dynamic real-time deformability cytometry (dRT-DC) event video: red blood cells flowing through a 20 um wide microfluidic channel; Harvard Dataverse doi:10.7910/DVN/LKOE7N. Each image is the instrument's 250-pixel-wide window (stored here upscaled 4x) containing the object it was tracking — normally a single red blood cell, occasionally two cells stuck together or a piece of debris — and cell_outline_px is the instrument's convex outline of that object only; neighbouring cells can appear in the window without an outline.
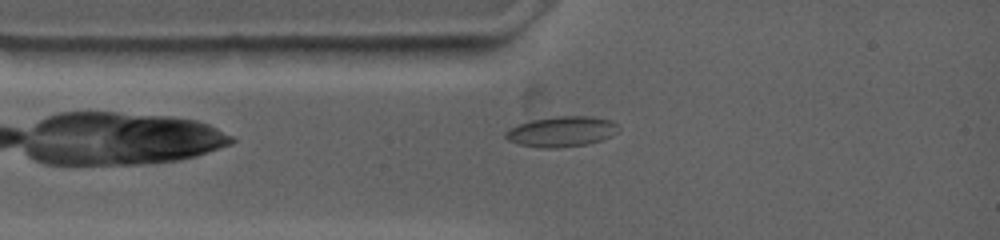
{"species": "common noctule bat (a hibernating species)", "species_latin": "Nyctalus noctula", "temperature_condition": "warm", "stored_images_in_passage": 63, "camera_frame_rate_fps": 4500, "um_per_image_px": 0.085, "animal": {"sex": "female", "body_mass_g": 19.0, "forearm_length_mm": 53.3}, "frame": {"image": 1, "passage_image": 5, "time_ms": 1.333, "image_size_px": [1000, 240], "cell_outline_px": [[620, 128], [612, 136], [604, 140], [588, 144], [556, 148], [544, 148], [520, 144], [508, 140], [504, 136], [504, 132], [508, 128], [516, 124], [528, 120], [556, 116], [592, 116], [612, 120]], "centroid_in_image_um": [47.73, 11.17], "position_along_channel_um": 37.3, "area_um2": 20.35}}
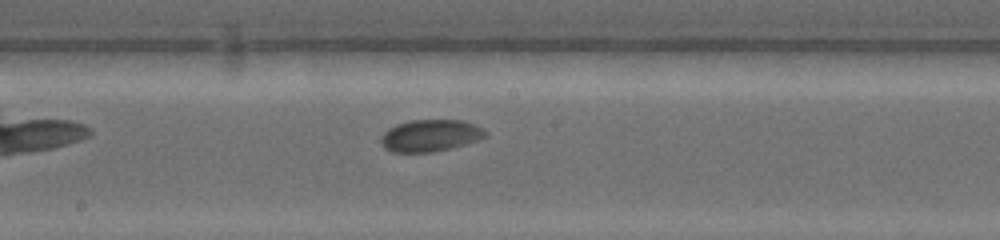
{"frame": {"image": 2, "passage_image": 28, "time_ms": 6.222, "image_size_px": [1000, 240], "cell_outline_px": [[488, 136], [480, 140], [452, 148], [432, 152], [392, 152], [384, 148], [380, 144], [380, 136], [388, 128], [396, 124], [412, 120], [460, 120], [472, 124], [488, 132]], "centroid_in_image_um": [36.55, 11.53], "position_along_channel_um": 211.6, "area_um2": 19.59}}
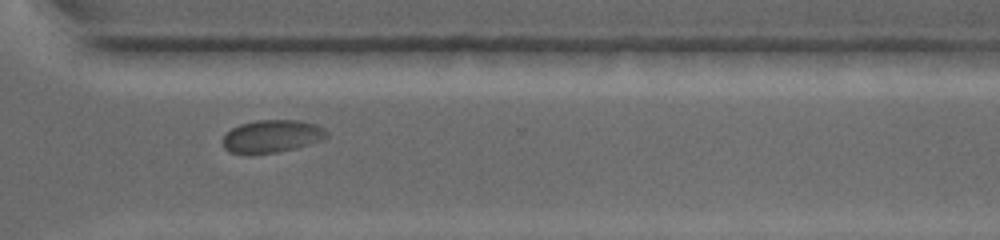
{"frame": {"image": 3, "passage_image": 46, "time_ms": 10.0, "image_size_px": [1000, 240], "cell_outline_px": [[328, 136], [324, 140], [296, 148], [276, 152], [228, 152], [224, 148], [224, 136], [232, 128], [240, 124], [256, 120], [296, 120], [316, 124], [324, 128], [328, 132]], "centroid_in_image_um": [23.18, 11.56], "position_along_channel_um": 347.4, "area_um2": 19.48}, "authors_computed_cell_mechanics": {"area_um2": 19.363, "velocity_mm_per_s": 3.5845, "shape_relaxation_time_tau1_ms": 1.6494, "shape_relaxation_time_tau2_ms": null, "deformation_change_tau1": 0.0529, "deformation_change_tau2": null}}